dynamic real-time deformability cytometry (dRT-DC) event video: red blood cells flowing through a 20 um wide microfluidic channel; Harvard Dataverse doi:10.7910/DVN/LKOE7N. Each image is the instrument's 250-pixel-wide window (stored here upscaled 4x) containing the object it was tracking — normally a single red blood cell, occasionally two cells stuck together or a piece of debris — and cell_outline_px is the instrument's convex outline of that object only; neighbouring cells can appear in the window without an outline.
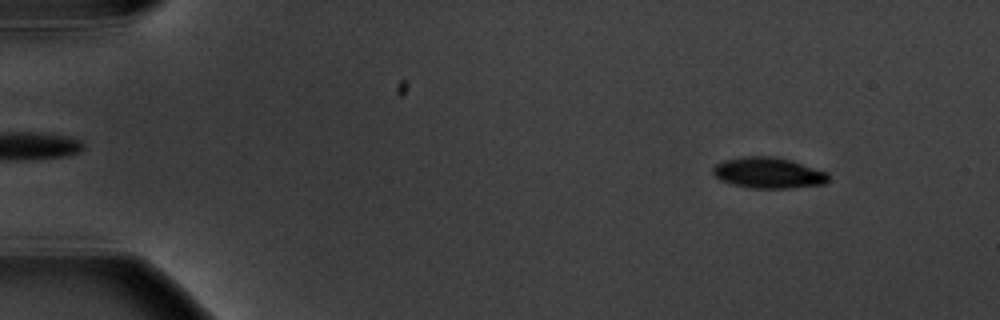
{"species": "common noctule bat (a hibernating species)", "species_latin": "Nyctalus noctula", "temperature_condition": "warm", "stored_images_in_passage": 4, "camera_frame_rate_fps": 3000, "um_per_image_px": 0.085, "animal": {"sex": "male", "body_mass_g": 20.1, "forearm_length_mm": 53.5}, "frame": {"image": 1, "passage_image": 1, "time_ms": 0.0, "image_size_px": [1000, 320], "cell_outline_px": [[828, 180], [824, 184], [792, 188], [752, 188], [732, 184], [720, 180], [712, 172], [712, 168], [716, 164], [724, 160], [744, 156], [776, 156], [792, 160], [828, 172]], "centroid_in_image_um": [65.32, 14.68], "position_along_channel_um": 19.7, "area_um2": 20.92}}
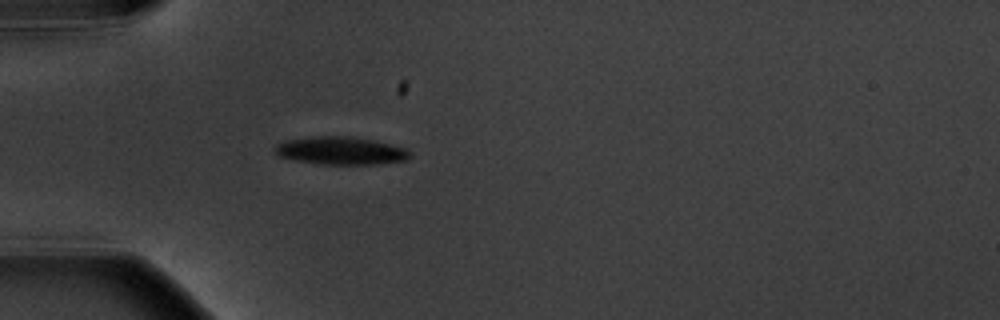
{"frame": {"image": 2, "passage_image": 4, "time_ms": 3.667, "image_size_px": [1000, 320], "cell_outline_px": [[412, 156], [408, 160], [376, 164], [320, 164], [292, 160], [280, 156], [272, 148], [276, 144], [288, 140], [312, 136], [348, 136], [376, 140], [408, 148], [412, 152]], "centroid_in_image_um": [29.02, 12.81], "position_along_channel_um": 56.0, "area_um2": 22.25}}